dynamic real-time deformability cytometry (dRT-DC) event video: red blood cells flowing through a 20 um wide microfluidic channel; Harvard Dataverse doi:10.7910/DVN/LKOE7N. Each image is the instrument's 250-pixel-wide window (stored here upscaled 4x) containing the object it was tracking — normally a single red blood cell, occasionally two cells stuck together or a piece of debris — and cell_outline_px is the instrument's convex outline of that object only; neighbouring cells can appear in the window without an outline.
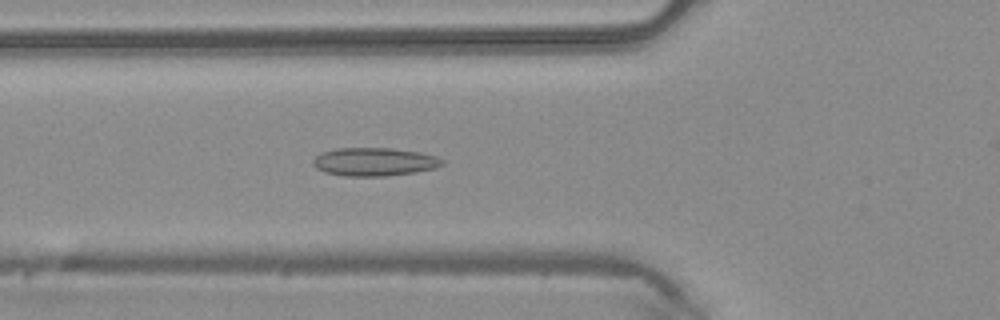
{"species": "common noctule bat (a hibernating species)", "species_latin": "Nyctalus noctula", "temperature_condition": "warm", "stored_images_in_passage": 42, "camera_frame_rate_fps": 3000, "um_per_image_px": 0.085, "animal": {"sex": "male", "body_mass_g": 20.4}, "frame": {"image": 1, "passage_image": 17, "time_ms": 5.333, "image_size_px": [1000, 320], "cell_outline_px": [[444, 164], [436, 168], [416, 172], [384, 176], [344, 176], [324, 172], [316, 168], [312, 164], [312, 160], [320, 152], [336, 148], [392, 148], [420, 152], [436, 156], [444, 160]], "centroid_in_image_um": [31.81, 13.75], "position_along_channel_um": 94.0, "area_um2": 21.5}}
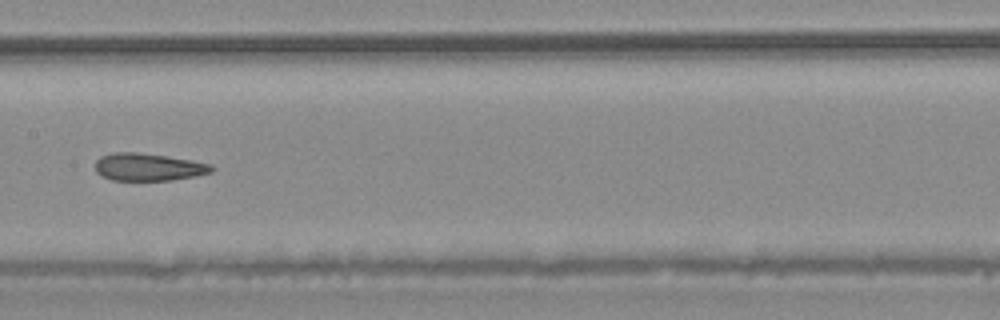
{"frame": {"image": 2, "passage_image": 24, "time_ms": 7.667, "image_size_px": [1000, 320], "cell_outline_px": [[216, 168], [212, 172], [196, 176], [172, 180], [112, 180], [100, 176], [96, 172], [96, 160], [100, 156], [112, 152], [136, 152], [192, 160], [212, 164]], "centroid_in_image_um": [12.61, 14.2], "position_along_channel_um": 194.8, "area_um2": 18.79}}
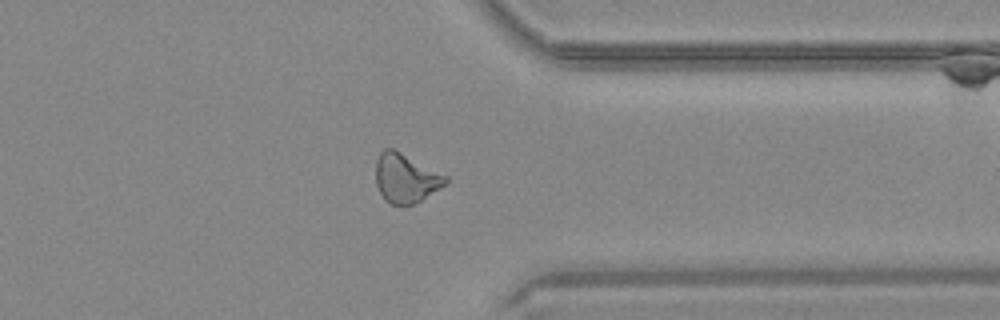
{"frame": {"image": 3, "passage_image": 37, "time_ms": 12.0, "image_size_px": [1000, 320], "cell_outline_px": [[448, 180], [440, 188], [420, 200], [412, 204], [392, 204], [384, 200], [376, 184], [376, 160], [380, 152], [384, 148], [392, 148], [448, 176]], "centroid_in_image_um": [34.46, 15.13], "position_along_channel_um": 376.9, "area_um2": 19.65}}